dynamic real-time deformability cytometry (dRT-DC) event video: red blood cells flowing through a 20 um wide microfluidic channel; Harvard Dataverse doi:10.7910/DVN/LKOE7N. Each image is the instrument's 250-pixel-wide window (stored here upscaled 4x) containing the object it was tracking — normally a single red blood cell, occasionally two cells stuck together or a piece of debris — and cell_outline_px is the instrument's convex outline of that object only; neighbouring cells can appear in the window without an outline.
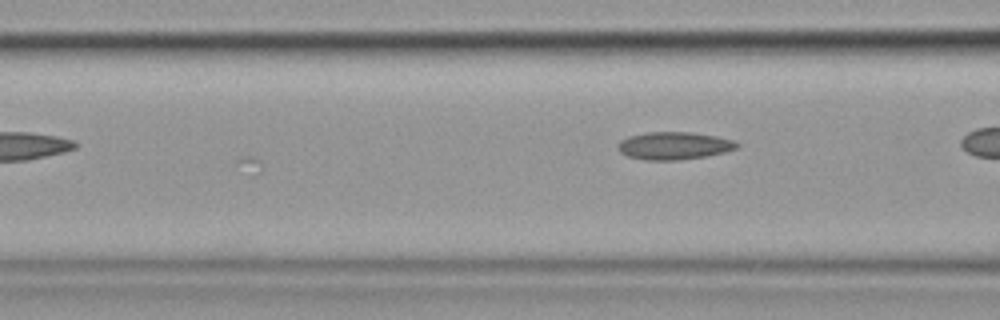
{"species": "common noctule bat (a hibernating species)", "species_latin": "Nyctalus noctula", "temperature_condition": "cold", "stored_images_in_passage": 7, "camera_frame_rate_fps": 3000, "um_per_image_px": 0.085, "animal": {"sex": "female", "body_mass_g": 19.9}, "frame": {"image": 1, "passage_image": 7, "time_ms": 2.0, "image_size_px": [1000, 320], "cell_outline_px": [[740, 144], [736, 148], [724, 152], [704, 156], [680, 160], [644, 160], [628, 156], [620, 152], [616, 144], [620, 140], [628, 136], [648, 132], [692, 132], [716, 136], [732, 140]], "centroid_in_image_um": [57.25, 12.38], "position_along_channel_um": 109.4, "area_um2": 19.13}}